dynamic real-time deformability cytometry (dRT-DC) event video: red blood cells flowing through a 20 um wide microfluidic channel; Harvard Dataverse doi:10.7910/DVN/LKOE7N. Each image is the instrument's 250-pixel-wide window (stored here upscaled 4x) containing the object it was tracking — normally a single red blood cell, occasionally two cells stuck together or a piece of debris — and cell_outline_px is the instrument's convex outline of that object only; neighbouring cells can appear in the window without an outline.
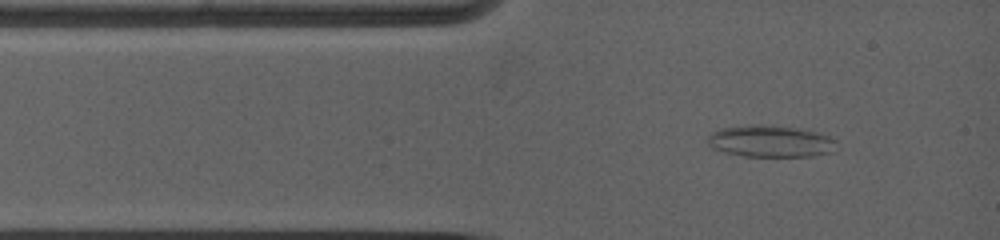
{"species": "common noctule bat (a hibernating species)", "species_latin": "Nyctalus noctula", "temperature_condition": "warm", "stored_images_in_passage": 32, "camera_frame_rate_fps": 5000, "um_per_image_px": 0.085, "animal": {"sex": "female", "body_mass_g": 19.0, "forearm_length_mm": 53.3}, "frame": {"image": 1, "passage_image": 2, "time_ms": 0.6, "image_size_px": [1000, 240], "cell_outline_px": [[828, 152], [812, 156], [744, 156], [724, 152], [716, 148], [712, 136], [720, 128], [788, 128], [808, 132], [824, 136], [828, 140]], "centroid_in_image_um": [65.43, 12.08], "position_along_channel_um": 19.6, "area_um2": 20.69}}
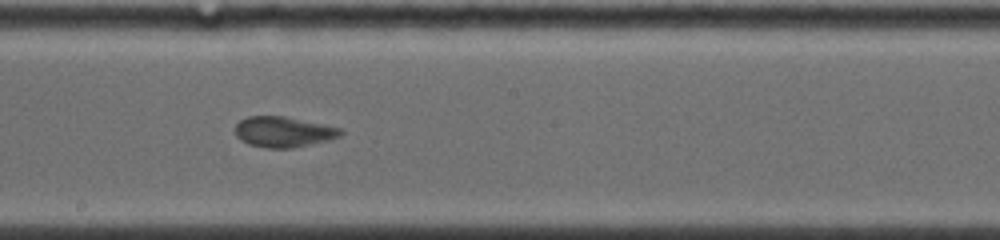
{"frame": {"image": 2, "passage_image": 15, "time_ms": 6.4, "image_size_px": [1000, 240], "cell_outline_px": [[344, 132], [340, 136], [292, 148], [268, 148], [248, 144], [236, 132], [236, 124], [240, 120], [248, 116], [284, 116], [340, 128]], "centroid_in_image_um": [24.08, 11.2], "position_along_channel_um": 224.1, "area_um2": 18.21}}
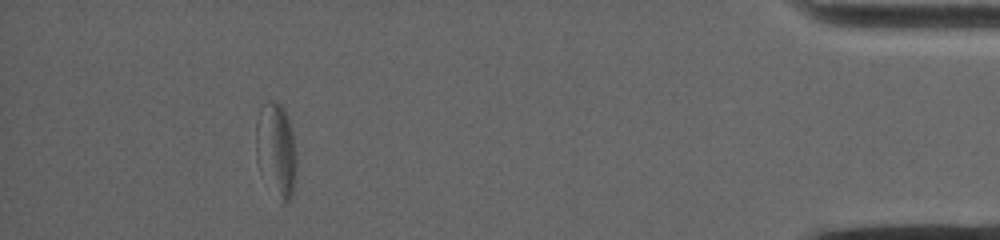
{"frame": {"image": 3, "passage_image": 28, "time_ms": 13.2, "image_size_px": [1000, 240], "cell_outline_px": [[296, 168], [292, 196], [284, 204], [280, 204], [256, 156], [256, 124], [260, 108], [268, 100], [272, 100], [280, 104], [284, 108], [288, 116], [292, 132], [296, 160]], "centroid_in_image_um": [23.49, 12.69], "position_along_channel_um": 411.7, "area_um2": 21.68}, "authors_computed_cell_mechanics": {"area_um2": 18.4093, "velocity_mm_per_s": 3.8671, "shape_relaxation_time_tau1_ms": 6.766, "shape_relaxation_time_tau2_ms": 1.4572, "deformation_change_tau1": 0.1782, "deformation_change_tau2": 0.067}}